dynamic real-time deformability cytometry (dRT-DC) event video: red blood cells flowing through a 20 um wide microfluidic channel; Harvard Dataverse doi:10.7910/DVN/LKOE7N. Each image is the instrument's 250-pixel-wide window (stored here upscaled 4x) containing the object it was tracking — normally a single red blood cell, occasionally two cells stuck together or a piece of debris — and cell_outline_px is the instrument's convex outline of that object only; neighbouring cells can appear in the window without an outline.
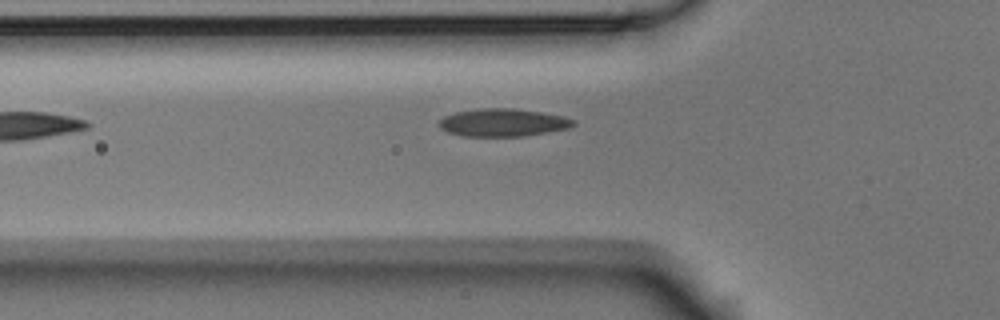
{"species": "Egyptian fruit bat (a non-hibernating species)", "species_latin": "Rousettus aegyptiacus", "temperature_condition": "room temperature", "stored_images_in_passage": 4, "camera_frame_rate_fps": 3000, "um_per_image_px": 0.085, "animal": {"sex": "male"}, "frame": {"image": 1, "passage_image": 4, "time_ms": 1.0, "image_size_px": [1000, 320], "cell_outline_px": [[576, 124], [568, 128], [524, 136], [464, 136], [448, 132], [440, 128], [440, 120], [444, 116], [456, 112], [480, 108], [512, 108], [540, 112], [564, 116], [576, 120]], "centroid_in_image_um": [42.77, 10.41], "position_along_channel_um": 83.0, "area_um2": 21.62}}